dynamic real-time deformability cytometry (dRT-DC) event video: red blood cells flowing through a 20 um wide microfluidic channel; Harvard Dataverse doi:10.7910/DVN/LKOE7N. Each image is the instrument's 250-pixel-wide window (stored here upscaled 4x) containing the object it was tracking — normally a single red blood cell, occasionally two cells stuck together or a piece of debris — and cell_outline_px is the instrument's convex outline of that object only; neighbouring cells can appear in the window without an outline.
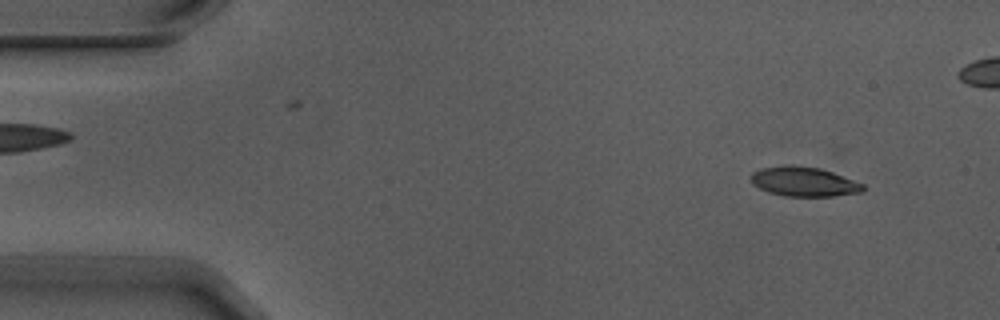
{"species": "Egyptian fruit bat (a non-hibernating species)", "species_latin": "Rousettus aegyptiacus", "temperature_condition": "warm", "stored_images_in_passage": 5, "camera_frame_rate_fps": 3000, "um_per_image_px": 0.085, "animal": {"sex": "male"}, "frame": {"image": 1, "passage_image": 1, "time_ms": 0.0, "image_size_px": [1000, 320], "cell_outline_px": [[864, 192], [832, 196], [784, 196], [768, 192], [752, 184], [752, 172], [760, 168], [792, 164], [820, 168], [832, 172], [864, 184]], "centroid_in_image_um": [68.33, 15.44], "position_along_channel_um": 16.7, "area_um2": 19.31}}